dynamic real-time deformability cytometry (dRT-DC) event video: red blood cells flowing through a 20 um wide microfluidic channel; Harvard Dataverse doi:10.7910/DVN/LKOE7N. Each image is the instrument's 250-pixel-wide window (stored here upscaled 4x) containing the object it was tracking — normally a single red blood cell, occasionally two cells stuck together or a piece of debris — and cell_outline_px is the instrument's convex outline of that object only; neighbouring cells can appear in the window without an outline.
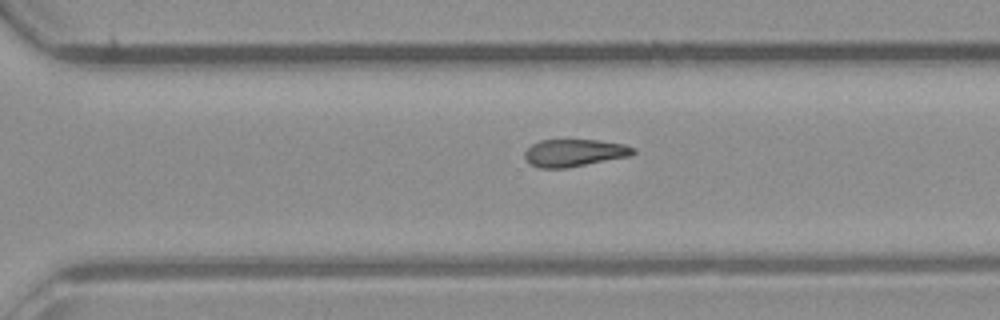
{"species": "common noctule bat (a hibernating species)", "species_latin": "Nyctalus noctula", "temperature_condition": "room temperature", "stored_images_in_passage": 34, "camera_frame_rate_fps": 3000, "um_per_image_px": 0.085, "animal": {"sex": "male", "body_mass_g": 23.1, "forearm_length_mm": 52.7}, "frame": {"image": 1, "passage_image": 34, "time_ms": 11.0, "image_size_px": [1000, 320], "cell_outline_px": [[636, 152], [632, 156], [564, 168], [540, 168], [528, 164], [524, 156], [524, 152], [532, 144], [540, 140], [596, 140], [624, 144], [636, 148]], "centroid_in_image_um": [48.82, 12.99], "position_along_channel_um": 321.8, "area_um2": 17.4}}